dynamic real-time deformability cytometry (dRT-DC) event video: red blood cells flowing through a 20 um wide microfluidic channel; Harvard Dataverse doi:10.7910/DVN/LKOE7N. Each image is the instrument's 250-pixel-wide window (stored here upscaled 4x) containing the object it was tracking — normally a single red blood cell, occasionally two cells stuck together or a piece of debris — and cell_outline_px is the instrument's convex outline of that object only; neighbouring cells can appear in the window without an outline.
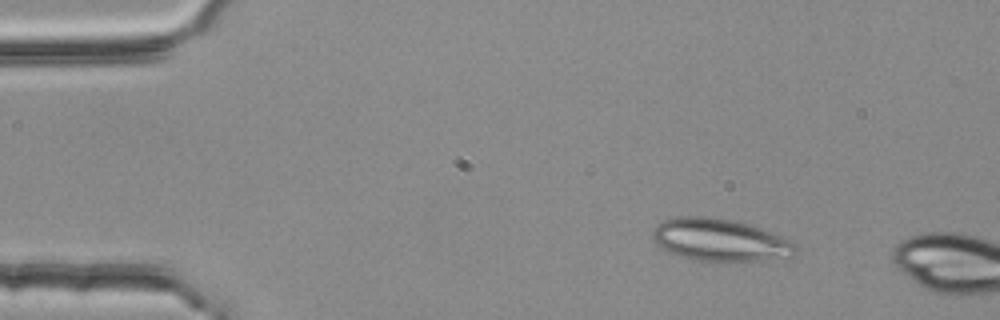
{"species": "common noctule bat (a hibernating species)", "species_latin": "Nyctalus noctula", "temperature_condition": "room temperature", "stored_images_in_passage": 4, "camera_frame_rate_fps": 3000, "um_per_image_px": 0.085, "animal": {"sex": "female", "body_mass_g": 25.1}, "frame": {"image": 1, "passage_image": 1, "time_ms": 0.0, "image_size_px": [1000, 320], "cell_outline_px": [[796, 252], [792, 256], [768, 260], [692, 260], [668, 252], [660, 248], [656, 244], [652, 236], [652, 232], [664, 220], [676, 216], [712, 216], [732, 220], [764, 228], [796, 244]], "centroid_in_image_um": [61.18, 20.38], "position_along_channel_um": 23.8, "area_um2": 35.2}}